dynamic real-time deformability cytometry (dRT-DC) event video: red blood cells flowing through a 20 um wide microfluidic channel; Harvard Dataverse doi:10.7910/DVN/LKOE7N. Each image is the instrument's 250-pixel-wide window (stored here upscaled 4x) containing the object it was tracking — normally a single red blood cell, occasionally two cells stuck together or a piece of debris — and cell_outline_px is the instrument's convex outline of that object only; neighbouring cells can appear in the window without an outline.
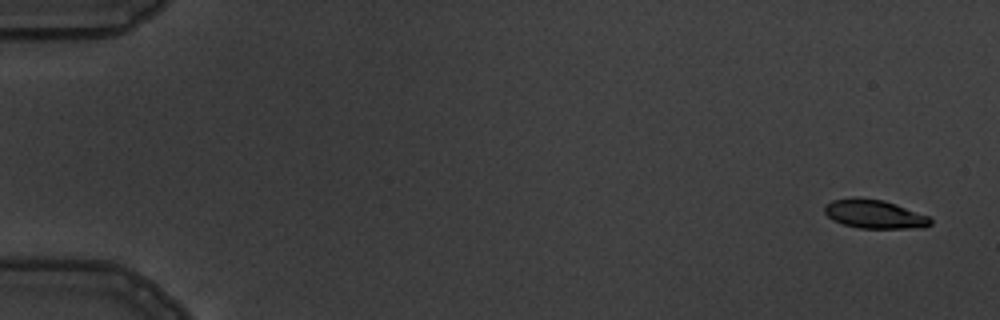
{"species": "common noctule bat (a hibernating species)", "species_latin": "Nyctalus noctula", "temperature_condition": "warm", "stored_images_in_passage": 6, "segment_of_instrument_passage": [2, 2], "camera_frame_rate_fps": 3000, "um_per_image_px": 0.085, "animal": {"sex": "male", "body_mass_g": 19.5, "forearm_length_mm": 54.6}, "frame": {"image": 1, "passage_image": 6, "time_ms": 6.667, "image_size_px": [1000, 320], "cell_outline_px": [[932, 224], [924, 228], [860, 228], [844, 224], [832, 220], [824, 212], [824, 208], [832, 200], [852, 196], [860, 196], [884, 200], [896, 204], [928, 216], [932, 220]], "centroid_in_image_um": [74.32, 18.18], "position_along_channel_um": 10.7, "area_um2": 17.92}}